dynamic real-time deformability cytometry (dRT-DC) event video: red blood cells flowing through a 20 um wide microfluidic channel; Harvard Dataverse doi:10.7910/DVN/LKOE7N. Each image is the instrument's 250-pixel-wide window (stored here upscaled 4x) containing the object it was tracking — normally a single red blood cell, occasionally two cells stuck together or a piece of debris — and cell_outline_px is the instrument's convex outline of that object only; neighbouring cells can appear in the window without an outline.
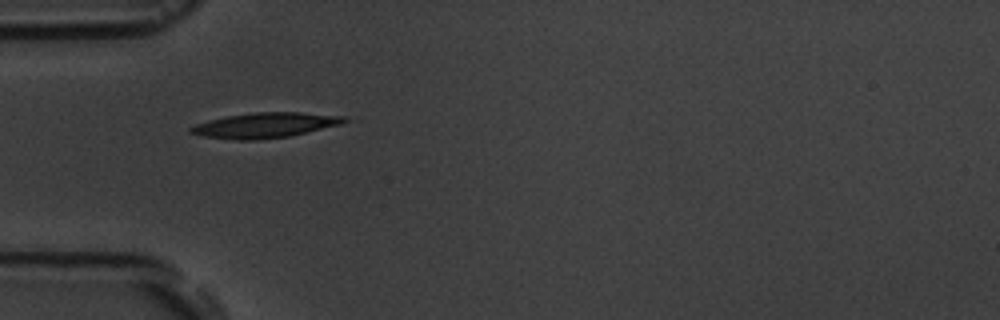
{"species": "common noctule bat (a hibernating species)", "species_latin": "Nyctalus noctula", "temperature_condition": "room temperature", "stored_images_in_passage": 11, "camera_frame_rate_fps": 3000, "um_per_image_px": 0.085, "animal": {"sex": "male", "body_mass_g": 19.5, "forearm_length_mm": 54.6}, "frame": {"image": 1, "passage_image": 1, "time_ms": 0.0, "image_size_px": [1000, 320], "cell_outline_px": [[348, 120], [340, 124], [292, 136], [256, 140], [240, 140], [204, 136], [188, 132], [188, 128], [196, 124], [208, 120], [228, 116], [256, 112], [300, 112], [344, 116]], "centroid_in_image_um": [22.52, 10.64], "position_along_channel_um": 62.5, "area_um2": 22.37}}
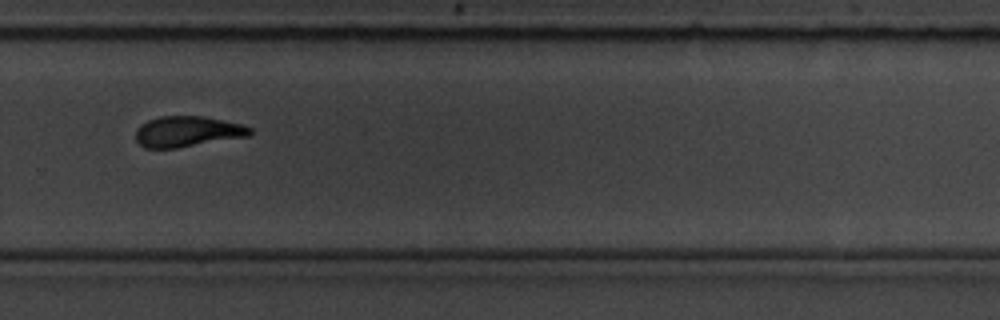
{"frame": {"image": 2, "passage_image": 7, "time_ms": 7.0, "image_size_px": [1000, 320], "cell_outline_px": [[252, 132], [248, 136], [176, 148], [144, 148], [136, 140], [136, 128], [140, 124], [148, 120], [160, 116], [204, 116], [240, 124], [252, 128]], "centroid_in_image_um": [15.89, 11.18], "position_along_channel_um": 313.9, "area_um2": 20.35}}
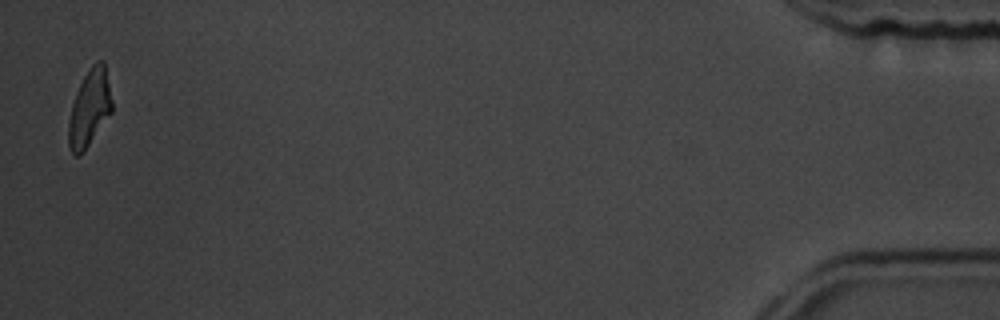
{"frame": {"image": 3, "passage_image": 11, "time_ms": 12.667, "image_size_px": [1000, 320], "cell_outline_px": [[112, 112], [84, 152], [80, 156], [76, 156], [72, 152], [68, 144], [68, 120], [72, 104], [76, 92], [88, 68], [96, 60], [104, 60], [112, 100]], "centroid_in_image_um": [7.61, 9.19], "position_along_channel_um": 427.6, "area_um2": 19.59}, "authors_computed_cell_mechanics": {"area_um2": 20.6346, "velocity_mm_per_s": 3.6268, "shape_relaxation_time_tau1_ms": 2.5179, "shape_relaxation_time_tau2_ms": 1.9154, "deformation_change_tau1": 0.1267, "deformation_change_tau2": 0.0936}}